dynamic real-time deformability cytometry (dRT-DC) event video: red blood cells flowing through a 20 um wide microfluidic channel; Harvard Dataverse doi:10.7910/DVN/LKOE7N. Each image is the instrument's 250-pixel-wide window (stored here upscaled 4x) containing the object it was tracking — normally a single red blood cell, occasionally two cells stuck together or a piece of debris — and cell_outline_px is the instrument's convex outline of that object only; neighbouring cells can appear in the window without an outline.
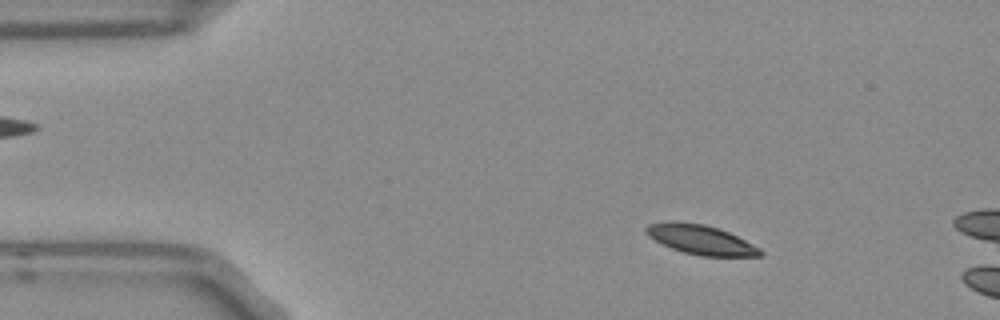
{"species": "Egyptian fruit bat (a non-hibernating species)", "species_latin": "Rousettus aegyptiacus", "temperature_condition": "room temperature", "stored_images_in_passage": 13, "camera_frame_rate_fps": 3000, "um_per_image_px": 0.085, "frame": {"image": 1, "passage_image": 8, "time_ms": 2.333, "image_size_px": [1000, 320], "cell_outline_px": [[764, 252], [760, 256], [700, 256], [684, 252], [672, 248], [648, 236], [644, 232], [644, 228], [648, 224], [704, 224], [728, 232], [760, 248]], "centroid_in_image_um": [59.62, 20.42], "position_along_channel_um": 25.4, "area_um2": 18.67}}